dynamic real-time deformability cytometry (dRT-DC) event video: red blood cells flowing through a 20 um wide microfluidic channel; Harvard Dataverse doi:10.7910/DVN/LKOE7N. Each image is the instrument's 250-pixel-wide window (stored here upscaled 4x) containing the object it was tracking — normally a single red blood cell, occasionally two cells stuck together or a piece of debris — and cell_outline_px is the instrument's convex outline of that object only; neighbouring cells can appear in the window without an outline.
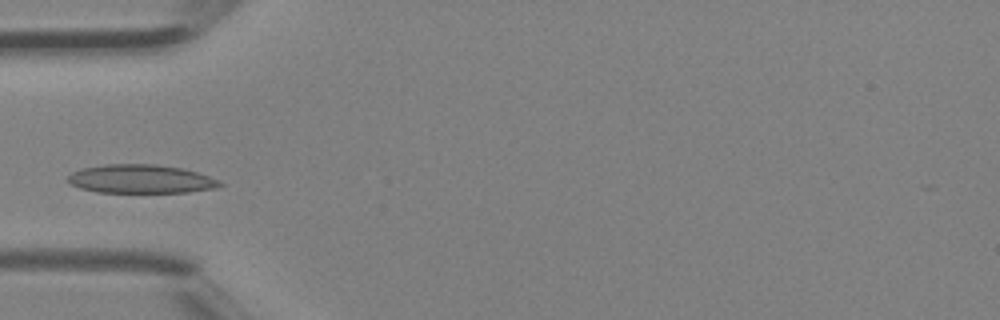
{"species": "Egyptian fruit bat (a non-hibernating species)", "species_latin": "Rousettus aegyptiacus", "temperature_condition": "room temperature", "stored_images_in_passage": 29, "camera_frame_rate_fps": 3000, "um_per_image_px": 0.085, "animal": {"sex": "female"}, "frame": {"image": 1, "passage_image": 1, "time_ms": 0.0, "image_size_px": [1000, 320], "cell_outline_px": [[224, 184], [216, 188], [188, 192], [96, 192], [80, 188], [72, 184], [68, 180], [68, 176], [72, 172], [80, 168], [104, 164], [156, 164], [184, 168], [220, 180]], "centroid_in_image_um": [11.98, 15.2], "position_along_channel_um": 73.0, "area_um2": 25.43}}
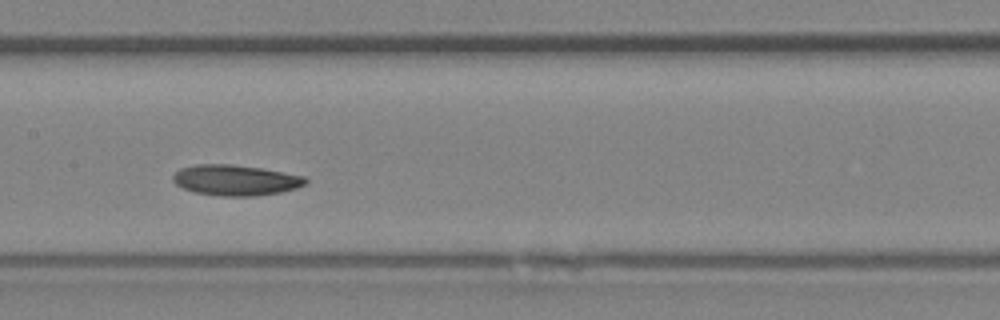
{"frame": {"image": 2, "passage_image": 8, "time_ms": 2.333, "image_size_px": [1000, 320], "cell_outline_px": [[308, 180], [304, 184], [296, 188], [280, 192], [256, 196], [220, 196], [192, 192], [176, 184], [172, 180], [172, 176], [180, 168], [196, 164], [232, 164], [260, 168], [304, 176]], "centroid_in_image_um": [19.98, 15.31], "position_along_channel_um": 187.4, "area_um2": 23.64}}
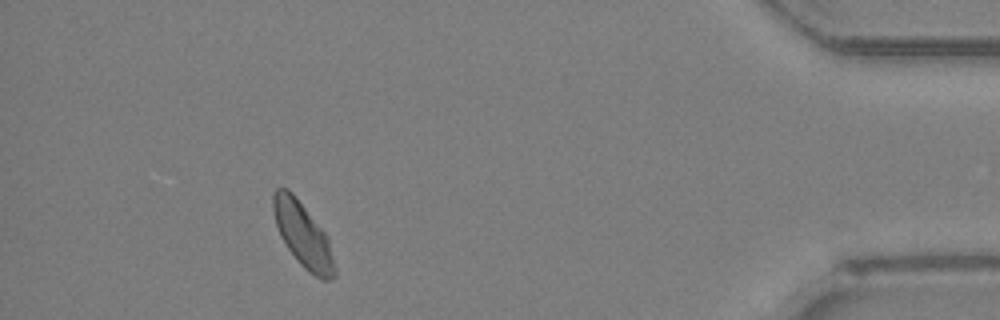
{"frame": {"image": 3, "passage_image": 25, "time_ms": 8.0, "image_size_px": [1000, 320], "cell_outline_px": [[336, 276], [332, 280], [324, 280], [308, 272], [300, 264], [288, 248], [280, 236], [276, 224], [272, 208], [272, 192], [276, 188], [288, 188], [292, 192], [328, 236], [336, 268]], "centroid_in_image_um": [25.76, 19.97], "position_along_channel_um": 409.4, "area_um2": 23.18}}